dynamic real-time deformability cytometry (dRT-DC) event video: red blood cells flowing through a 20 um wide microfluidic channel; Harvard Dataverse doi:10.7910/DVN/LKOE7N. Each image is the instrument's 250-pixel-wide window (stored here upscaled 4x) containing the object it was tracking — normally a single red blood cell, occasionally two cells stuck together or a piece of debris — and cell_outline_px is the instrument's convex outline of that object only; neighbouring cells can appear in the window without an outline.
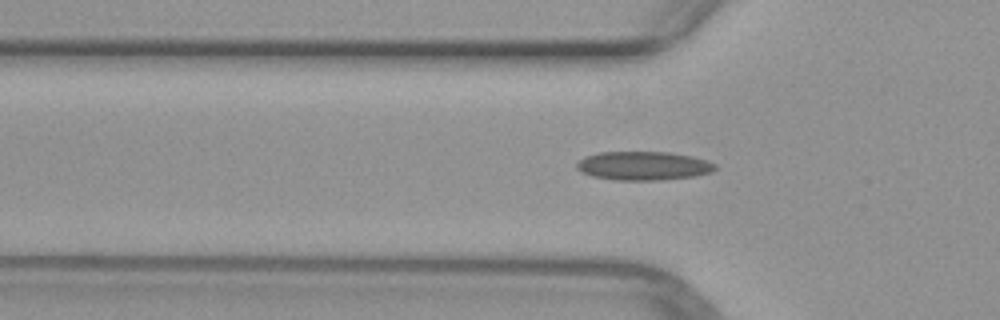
{"species": "common noctule bat (a hibernating species)", "species_latin": "Nyctalus noctula", "temperature_condition": "warm", "stored_images_in_passage": 47, "camera_frame_rate_fps": 3000, "um_per_image_px": 0.085, "animal": {"sex": "female", "body_mass_g": 29.2, "forearm_length_mm": 56.3}, "frame": {"image": 1, "passage_image": 15, "time_ms": 4.667, "image_size_px": [1000, 320], "cell_outline_px": [[716, 168], [712, 172], [696, 176], [660, 180], [616, 180], [592, 176], [580, 172], [576, 168], [576, 164], [580, 160], [588, 156], [600, 152], [668, 152], [692, 156], [708, 160], [716, 164]], "centroid_in_image_um": [54.72, 14.1], "position_along_channel_um": 71.1, "area_um2": 23.24}}
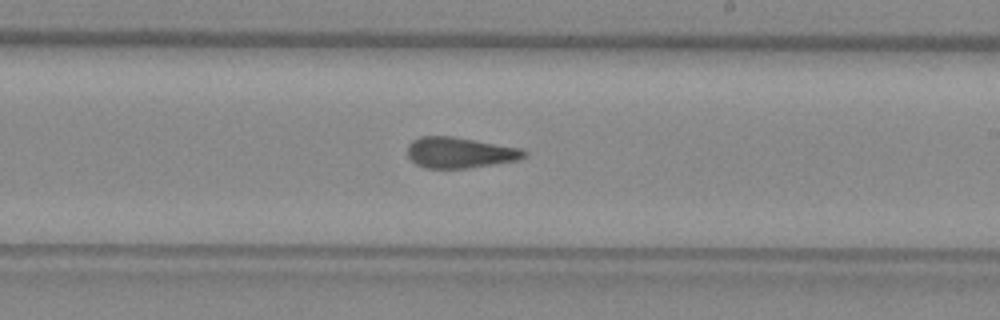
{"frame": {"image": 2, "passage_image": 28, "time_ms": 9.0, "image_size_px": [1000, 320], "cell_outline_px": [[528, 156], [520, 160], [496, 164], [468, 168], [424, 168], [416, 164], [408, 156], [408, 144], [412, 140], [420, 136], [452, 136], [524, 148], [528, 152]], "centroid_in_image_um": [39.15, 12.97], "position_along_channel_um": 249.9, "area_um2": 21.33}}
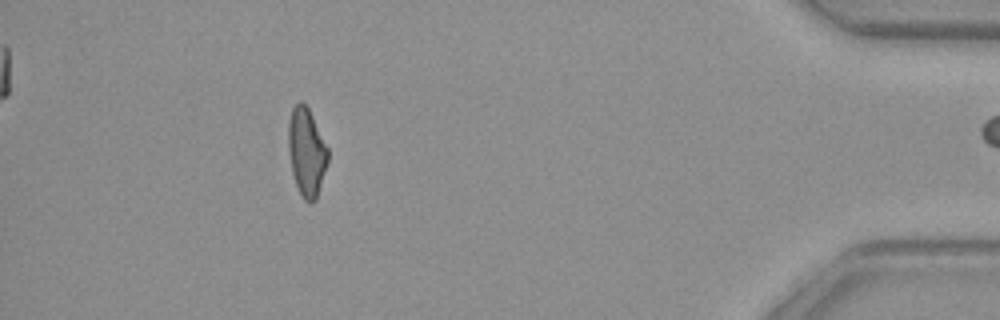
{"frame": {"image": 3, "passage_image": 44, "time_ms": 14.333, "image_size_px": [1000, 320], "cell_outline_px": [[328, 164], [316, 200], [312, 204], [304, 200], [296, 184], [292, 172], [288, 152], [288, 124], [292, 108], [300, 100], [308, 108], [328, 148]], "centroid_in_image_um": [26.06, 12.95], "position_along_channel_um": 409.1, "area_um2": 20.35}}